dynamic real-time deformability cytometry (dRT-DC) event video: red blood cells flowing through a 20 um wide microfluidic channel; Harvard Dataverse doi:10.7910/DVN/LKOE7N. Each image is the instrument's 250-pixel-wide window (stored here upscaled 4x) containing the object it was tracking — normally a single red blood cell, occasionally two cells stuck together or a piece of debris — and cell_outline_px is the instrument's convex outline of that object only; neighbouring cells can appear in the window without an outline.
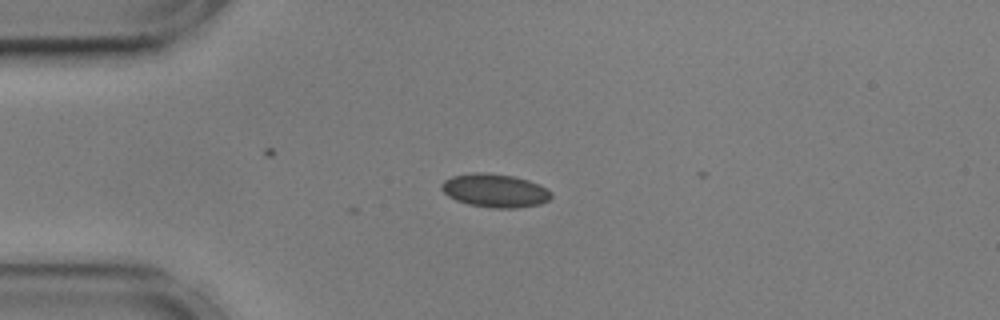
{"species": "common noctule bat (a hibernating species)", "species_latin": "Nyctalus noctula", "temperature_condition": "cold", "stored_images_in_passage": 2, "camera_frame_rate_fps": 3000, "um_per_image_px": 0.085, "animal": {"sex": "male", "body_mass_g": 17.9, "forearm_length_mm": 54.2}, "frame": {"image": 1, "passage_image": 2, "time_ms": 0.333, "image_size_px": [1000, 320], "cell_outline_px": [[552, 196], [548, 200], [540, 204], [516, 208], [492, 208], [468, 204], [456, 200], [448, 196], [440, 188], [440, 184], [444, 180], [452, 176], [476, 172], [484, 172], [512, 176], [528, 180], [540, 184], [552, 192]], "centroid_in_image_um": [42.06, 16.2], "position_along_channel_um": 42.9, "area_um2": 21.44}}